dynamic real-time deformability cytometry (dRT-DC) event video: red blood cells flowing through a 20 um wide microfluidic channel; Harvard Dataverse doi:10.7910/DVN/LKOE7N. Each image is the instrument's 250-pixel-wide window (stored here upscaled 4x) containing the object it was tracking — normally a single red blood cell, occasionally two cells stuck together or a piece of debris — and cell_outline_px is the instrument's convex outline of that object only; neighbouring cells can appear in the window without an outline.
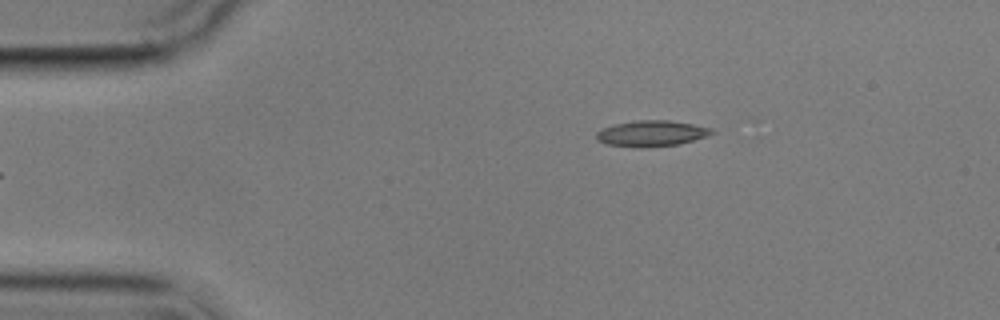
{"species": "common noctule bat (a hibernating species)", "species_latin": "Nyctalus noctula", "temperature_condition": "cold", "stored_images_in_passage": 4, "camera_frame_rate_fps": 3000, "um_per_image_px": 0.085, "animal": {"sex": "male", "body_mass_g": 17.9}, "frame": {"image": 1, "passage_image": 4, "time_ms": 5.0, "image_size_px": [1000, 320], "cell_outline_px": [[716, 132], [708, 136], [680, 144], [644, 148], [640, 148], [608, 144], [596, 140], [596, 132], [604, 128], [616, 124], [636, 120], [668, 120], [692, 124], [712, 128]], "centroid_in_image_um": [55.41, 11.35], "position_along_channel_um": 29.6, "area_um2": 17.46}}